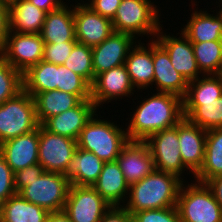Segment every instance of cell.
<instances>
[{
  "instance_id": "1",
  "label": "cell",
  "mask_w": 222,
  "mask_h": 222,
  "mask_svg": "<svg viewBox=\"0 0 222 222\" xmlns=\"http://www.w3.org/2000/svg\"><path fill=\"white\" fill-rule=\"evenodd\" d=\"M148 93L131 112L126 133L129 140L145 141L150 135L176 126L183 118V99L163 92ZM150 95V96H149Z\"/></svg>"
},
{
  "instance_id": "2",
  "label": "cell",
  "mask_w": 222,
  "mask_h": 222,
  "mask_svg": "<svg viewBox=\"0 0 222 222\" xmlns=\"http://www.w3.org/2000/svg\"><path fill=\"white\" fill-rule=\"evenodd\" d=\"M183 182L174 174L154 170L129 187L123 207L132 215L142 210L176 206Z\"/></svg>"
},
{
  "instance_id": "3",
  "label": "cell",
  "mask_w": 222,
  "mask_h": 222,
  "mask_svg": "<svg viewBox=\"0 0 222 222\" xmlns=\"http://www.w3.org/2000/svg\"><path fill=\"white\" fill-rule=\"evenodd\" d=\"M100 118L104 116L96 111L80 132L77 147L91 151L104 162L115 161L129 141L126 129L119 127L117 122Z\"/></svg>"
},
{
  "instance_id": "4",
  "label": "cell",
  "mask_w": 222,
  "mask_h": 222,
  "mask_svg": "<svg viewBox=\"0 0 222 222\" xmlns=\"http://www.w3.org/2000/svg\"><path fill=\"white\" fill-rule=\"evenodd\" d=\"M154 3L151 0H121L112 20L114 32L126 33L135 39L144 36L155 39L163 24L160 23L161 11Z\"/></svg>"
},
{
  "instance_id": "5",
  "label": "cell",
  "mask_w": 222,
  "mask_h": 222,
  "mask_svg": "<svg viewBox=\"0 0 222 222\" xmlns=\"http://www.w3.org/2000/svg\"><path fill=\"white\" fill-rule=\"evenodd\" d=\"M193 182L184 181L179 191L176 207L181 222H222V209L210 188Z\"/></svg>"
},
{
  "instance_id": "6",
  "label": "cell",
  "mask_w": 222,
  "mask_h": 222,
  "mask_svg": "<svg viewBox=\"0 0 222 222\" xmlns=\"http://www.w3.org/2000/svg\"><path fill=\"white\" fill-rule=\"evenodd\" d=\"M34 98L24 89L0 105V144L38 128Z\"/></svg>"
},
{
  "instance_id": "7",
  "label": "cell",
  "mask_w": 222,
  "mask_h": 222,
  "mask_svg": "<svg viewBox=\"0 0 222 222\" xmlns=\"http://www.w3.org/2000/svg\"><path fill=\"white\" fill-rule=\"evenodd\" d=\"M70 181L64 174L44 171L18 194L49 212L62 211L66 204Z\"/></svg>"
},
{
  "instance_id": "8",
  "label": "cell",
  "mask_w": 222,
  "mask_h": 222,
  "mask_svg": "<svg viewBox=\"0 0 222 222\" xmlns=\"http://www.w3.org/2000/svg\"><path fill=\"white\" fill-rule=\"evenodd\" d=\"M145 142L152 155L155 170L168 172L185 181L183 173L188 169L182 163L179 151L178 124L150 135Z\"/></svg>"
},
{
  "instance_id": "9",
  "label": "cell",
  "mask_w": 222,
  "mask_h": 222,
  "mask_svg": "<svg viewBox=\"0 0 222 222\" xmlns=\"http://www.w3.org/2000/svg\"><path fill=\"white\" fill-rule=\"evenodd\" d=\"M77 148V140L54 134L39 125L38 162L44 171L65 174Z\"/></svg>"
},
{
  "instance_id": "10",
  "label": "cell",
  "mask_w": 222,
  "mask_h": 222,
  "mask_svg": "<svg viewBox=\"0 0 222 222\" xmlns=\"http://www.w3.org/2000/svg\"><path fill=\"white\" fill-rule=\"evenodd\" d=\"M44 41L38 33L8 31L0 55L22 74L43 59Z\"/></svg>"
},
{
  "instance_id": "11",
  "label": "cell",
  "mask_w": 222,
  "mask_h": 222,
  "mask_svg": "<svg viewBox=\"0 0 222 222\" xmlns=\"http://www.w3.org/2000/svg\"><path fill=\"white\" fill-rule=\"evenodd\" d=\"M110 208L92 186L70 185L63 210L72 222H100Z\"/></svg>"
},
{
  "instance_id": "12",
  "label": "cell",
  "mask_w": 222,
  "mask_h": 222,
  "mask_svg": "<svg viewBox=\"0 0 222 222\" xmlns=\"http://www.w3.org/2000/svg\"><path fill=\"white\" fill-rule=\"evenodd\" d=\"M134 86L130 80L125 65L112 68L95 76L91 85V100L97 109H102L103 104L111 101H120L122 97L134 95Z\"/></svg>"
},
{
  "instance_id": "13",
  "label": "cell",
  "mask_w": 222,
  "mask_h": 222,
  "mask_svg": "<svg viewBox=\"0 0 222 222\" xmlns=\"http://www.w3.org/2000/svg\"><path fill=\"white\" fill-rule=\"evenodd\" d=\"M82 1V3H81ZM74 6L75 37L77 42L94 47L114 33L112 20L88 7L84 0Z\"/></svg>"
},
{
  "instance_id": "14",
  "label": "cell",
  "mask_w": 222,
  "mask_h": 222,
  "mask_svg": "<svg viewBox=\"0 0 222 222\" xmlns=\"http://www.w3.org/2000/svg\"><path fill=\"white\" fill-rule=\"evenodd\" d=\"M163 26L159 28L156 40L166 49L172 66L187 82L202 77L190 40L181 32L179 37L164 33Z\"/></svg>"
},
{
  "instance_id": "15",
  "label": "cell",
  "mask_w": 222,
  "mask_h": 222,
  "mask_svg": "<svg viewBox=\"0 0 222 222\" xmlns=\"http://www.w3.org/2000/svg\"><path fill=\"white\" fill-rule=\"evenodd\" d=\"M138 40L132 35L114 32L102 43L92 47L94 76L124 65L129 50Z\"/></svg>"
},
{
  "instance_id": "16",
  "label": "cell",
  "mask_w": 222,
  "mask_h": 222,
  "mask_svg": "<svg viewBox=\"0 0 222 222\" xmlns=\"http://www.w3.org/2000/svg\"><path fill=\"white\" fill-rule=\"evenodd\" d=\"M116 161L129 186L141 181L155 170L152 155L145 141L129 140Z\"/></svg>"
},
{
  "instance_id": "17",
  "label": "cell",
  "mask_w": 222,
  "mask_h": 222,
  "mask_svg": "<svg viewBox=\"0 0 222 222\" xmlns=\"http://www.w3.org/2000/svg\"><path fill=\"white\" fill-rule=\"evenodd\" d=\"M207 130L192 124L187 118L178 123L179 151L182 163L193 176L200 170L204 161ZM191 171V172H190Z\"/></svg>"
},
{
  "instance_id": "18",
  "label": "cell",
  "mask_w": 222,
  "mask_h": 222,
  "mask_svg": "<svg viewBox=\"0 0 222 222\" xmlns=\"http://www.w3.org/2000/svg\"><path fill=\"white\" fill-rule=\"evenodd\" d=\"M153 63L156 92L174 94L183 99L188 82L172 66L168 52L156 39H153Z\"/></svg>"
},
{
  "instance_id": "19",
  "label": "cell",
  "mask_w": 222,
  "mask_h": 222,
  "mask_svg": "<svg viewBox=\"0 0 222 222\" xmlns=\"http://www.w3.org/2000/svg\"><path fill=\"white\" fill-rule=\"evenodd\" d=\"M97 110L91 99L82 100L77 106L48 118L42 126L51 133L77 140Z\"/></svg>"
},
{
  "instance_id": "20",
  "label": "cell",
  "mask_w": 222,
  "mask_h": 222,
  "mask_svg": "<svg viewBox=\"0 0 222 222\" xmlns=\"http://www.w3.org/2000/svg\"><path fill=\"white\" fill-rule=\"evenodd\" d=\"M39 126L36 130L4 141L0 144V154L15 173L28 166L39 164Z\"/></svg>"
},
{
  "instance_id": "21",
  "label": "cell",
  "mask_w": 222,
  "mask_h": 222,
  "mask_svg": "<svg viewBox=\"0 0 222 222\" xmlns=\"http://www.w3.org/2000/svg\"><path fill=\"white\" fill-rule=\"evenodd\" d=\"M144 44L145 43H142L141 40L136 42L129 50L124 63L132 85L135 90L139 92H142V90L144 91V89L146 90L148 87H150L151 90L153 89V40L148 41L146 46Z\"/></svg>"
},
{
  "instance_id": "22",
  "label": "cell",
  "mask_w": 222,
  "mask_h": 222,
  "mask_svg": "<svg viewBox=\"0 0 222 222\" xmlns=\"http://www.w3.org/2000/svg\"><path fill=\"white\" fill-rule=\"evenodd\" d=\"M40 34L44 44L77 42L74 5L65 3L59 9L48 12Z\"/></svg>"
},
{
  "instance_id": "23",
  "label": "cell",
  "mask_w": 222,
  "mask_h": 222,
  "mask_svg": "<svg viewBox=\"0 0 222 222\" xmlns=\"http://www.w3.org/2000/svg\"><path fill=\"white\" fill-rule=\"evenodd\" d=\"M195 9L187 24H183L181 31L191 43H200L205 41H222V13L216 10L215 14H210L204 9L198 11ZM197 10V11H196Z\"/></svg>"
},
{
  "instance_id": "24",
  "label": "cell",
  "mask_w": 222,
  "mask_h": 222,
  "mask_svg": "<svg viewBox=\"0 0 222 222\" xmlns=\"http://www.w3.org/2000/svg\"><path fill=\"white\" fill-rule=\"evenodd\" d=\"M92 187L111 206H123L127 200L130 186L126 183L124 174L115 160L104 163L102 171Z\"/></svg>"
},
{
  "instance_id": "25",
  "label": "cell",
  "mask_w": 222,
  "mask_h": 222,
  "mask_svg": "<svg viewBox=\"0 0 222 222\" xmlns=\"http://www.w3.org/2000/svg\"><path fill=\"white\" fill-rule=\"evenodd\" d=\"M104 163L91 151L77 147L64 175L71 185L92 186L97 181Z\"/></svg>"
},
{
  "instance_id": "26",
  "label": "cell",
  "mask_w": 222,
  "mask_h": 222,
  "mask_svg": "<svg viewBox=\"0 0 222 222\" xmlns=\"http://www.w3.org/2000/svg\"><path fill=\"white\" fill-rule=\"evenodd\" d=\"M8 13L9 31L26 34H40L47 14L28 0H18L8 7Z\"/></svg>"
},
{
  "instance_id": "27",
  "label": "cell",
  "mask_w": 222,
  "mask_h": 222,
  "mask_svg": "<svg viewBox=\"0 0 222 222\" xmlns=\"http://www.w3.org/2000/svg\"><path fill=\"white\" fill-rule=\"evenodd\" d=\"M49 213L17 193L0 206V222H46Z\"/></svg>"
},
{
  "instance_id": "28",
  "label": "cell",
  "mask_w": 222,
  "mask_h": 222,
  "mask_svg": "<svg viewBox=\"0 0 222 222\" xmlns=\"http://www.w3.org/2000/svg\"><path fill=\"white\" fill-rule=\"evenodd\" d=\"M34 101L36 117L38 123L42 125L48 118L77 106L82 100L78 96L65 91L49 90L38 93L34 97Z\"/></svg>"
},
{
  "instance_id": "29",
  "label": "cell",
  "mask_w": 222,
  "mask_h": 222,
  "mask_svg": "<svg viewBox=\"0 0 222 222\" xmlns=\"http://www.w3.org/2000/svg\"><path fill=\"white\" fill-rule=\"evenodd\" d=\"M222 174V128L207 130L204 161L200 170L192 177L206 183Z\"/></svg>"
},
{
  "instance_id": "30",
  "label": "cell",
  "mask_w": 222,
  "mask_h": 222,
  "mask_svg": "<svg viewBox=\"0 0 222 222\" xmlns=\"http://www.w3.org/2000/svg\"><path fill=\"white\" fill-rule=\"evenodd\" d=\"M183 114L204 130L222 128V96L215 102H183Z\"/></svg>"
},
{
  "instance_id": "31",
  "label": "cell",
  "mask_w": 222,
  "mask_h": 222,
  "mask_svg": "<svg viewBox=\"0 0 222 222\" xmlns=\"http://www.w3.org/2000/svg\"><path fill=\"white\" fill-rule=\"evenodd\" d=\"M23 89L33 98L41 92L57 90V65L40 61L23 73Z\"/></svg>"
},
{
  "instance_id": "32",
  "label": "cell",
  "mask_w": 222,
  "mask_h": 222,
  "mask_svg": "<svg viewBox=\"0 0 222 222\" xmlns=\"http://www.w3.org/2000/svg\"><path fill=\"white\" fill-rule=\"evenodd\" d=\"M222 96V74L203 75L188 82L183 102H215Z\"/></svg>"
},
{
  "instance_id": "33",
  "label": "cell",
  "mask_w": 222,
  "mask_h": 222,
  "mask_svg": "<svg viewBox=\"0 0 222 222\" xmlns=\"http://www.w3.org/2000/svg\"><path fill=\"white\" fill-rule=\"evenodd\" d=\"M192 48L203 75L222 74V41L192 43Z\"/></svg>"
},
{
  "instance_id": "34",
  "label": "cell",
  "mask_w": 222,
  "mask_h": 222,
  "mask_svg": "<svg viewBox=\"0 0 222 222\" xmlns=\"http://www.w3.org/2000/svg\"><path fill=\"white\" fill-rule=\"evenodd\" d=\"M63 65L92 85L95 79L92 61V47L77 42Z\"/></svg>"
},
{
  "instance_id": "35",
  "label": "cell",
  "mask_w": 222,
  "mask_h": 222,
  "mask_svg": "<svg viewBox=\"0 0 222 222\" xmlns=\"http://www.w3.org/2000/svg\"><path fill=\"white\" fill-rule=\"evenodd\" d=\"M57 90L74 94L81 100L91 99V85L64 65H57Z\"/></svg>"
},
{
  "instance_id": "36",
  "label": "cell",
  "mask_w": 222,
  "mask_h": 222,
  "mask_svg": "<svg viewBox=\"0 0 222 222\" xmlns=\"http://www.w3.org/2000/svg\"><path fill=\"white\" fill-rule=\"evenodd\" d=\"M23 90V74L0 55V105Z\"/></svg>"
},
{
  "instance_id": "37",
  "label": "cell",
  "mask_w": 222,
  "mask_h": 222,
  "mask_svg": "<svg viewBox=\"0 0 222 222\" xmlns=\"http://www.w3.org/2000/svg\"><path fill=\"white\" fill-rule=\"evenodd\" d=\"M132 219L133 222H181L176 206L135 212Z\"/></svg>"
},
{
  "instance_id": "38",
  "label": "cell",
  "mask_w": 222,
  "mask_h": 222,
  "mask_svg": "<svg viewBox=\"0 0 222 222\" xmlns=\"http://www.w3.org/2000/svg\"><path fill=\"white\" fill-rule=\"evenodd\" d=\"M77 42L44 44L43 61L63 65Z\"/></svg>"
},
{
  "instance_id": "39",
  "label": "cell",
  "mask_w": 222,
  "mask_h": 222,
  "mask_svg": "<svg viewBox=\"0 0 222 222\" xmlns=\"http://www.w3.org/2000/svg\"><path fill=\"white\" fill-rule=\"evenodd\" d=\"M15 194L14 172L0 154V206Z\"/></svg>"
},
{
  "instance_id": "40",
  "label": "cell",
  "mask_w": 222,
  "mask_h": 222,
  "mask_svg": "<svg viewBox=\"0 0 222 222\" xmlns=\"http://www.w3.org/2000/svg\"><path fill=\"white\" fill-rule=\"evenodd\" d=\"M44 172L40 164H34L14 173V186L17 193L29 185L34 179H37Z\"/></svg>"
},
{
  "instance_id": "41",
  "label": "cell",
  "mask_w": 222,
  "mask_h": 222,
  "mask_svg": "<svg viewBox=\"0 0 222 222\" xmlns=\"http://www.w3.org/2000/svg\"><path fill=\"white\" fill-rule=\"evenodd\" d=\"M88 1V2H86ZM85 4L94 12L110 20L116 15V11L121 3V0H86Z\"/></svg>"
},
{
  "instance_id": "42",
  "label": "cell",
  "mask_w": 222,
  "mask_h": 222,
  "mask_svg": "<svg viewBox=\"0 0 222 222\" xmlns=\"http://www.w3.org/2000/svg\"><path fill=\"white\" fill-rule=\"evenodd\" d=\"M100 222H133V219L123 206H111Z\"/></svg>"
},
{
  "instance_id": "43",
  "label": "cell",
  "mask_w": 222,
  "mask_h": 222,
  "mask_svg": "<svg viewBox=\"0 0 222 222\" xmlns=\"http://www.w3.org/2000/svg\"><path fill=\"white\" fill-rule=\"evenodd\" d=\"M9 31L8 6L0 3V53L3 51Z\"/></svg>"
},
{
  "instance_id": "44",
  "label": "cell",
  "mask_w": 222,
  "mask_h": 222,
  "mask_svg": "<svg viewBox=\"0 0 222 222\" xmlns=\"http://www.w3.org/2000/svg\"><path fill=\"white\" fill-rule=\"evenodd\" d=\"M35 7L45 11L46 13L59 9L65 4L64 0H28Z\"/></svg>"
},
{
  "instance_id": "45",
  "label": "cell",
  "mask_w": 222,
  "mask_h": 222,
  "mask_svg": "<svg viewBox=\"0 0 222 222\" xmlns=\"http://www.w3.org/2000/svg\"><path fill=\"white\" fill-rule=\"evenodd\" d=\"M206 185L212 191L215 200L218 202L222 209V174L209 179Z\"/></svg>"
},
{
  "instance_id": "46",
  "label": "cell",
  "mask_w": 222,
  "mask_h": 222,
  "mask_svg": "<svg viewBox=\"0 0 222 222\" xmlns=\"http://www.w3.org/2000/svg\"><path fill=\"white\" fill-rule=\"evenodd\" d=\"M46 222H72L68 215L62 211L50 212Z\"/></svg>"
},
{
  "instance_id": "47",
  "label": "cell",
  "mask_w": 222,
  "mask_h": 222,
  "mask_svg": "<svg viewBox=\"0 0 222 222\" xmlns=\"http://www.w3.org/2000/svg\"><path fill=\"white\" fill-rule=\"evenodd\" d=\"M18 0H0V3L5 4L6 6H11L12 4H14L15 2H17Z\"/></svg>"
},
{
  "instance_id": "48",
  "label": "cell",
  "mask_w": 222,
  "mask_h": 222,
  "mask_svg": "<svg viewBox=\"0 0 222 222\" xmlns=\"http://www.w3.org/2000/svg\"><path fill=\"white\" fill-rule=\"evenodd\" d=\"M217 7H219V9L218 10H220L221 11V13H222V4L221 5H219V6H217ZM221 8V9H220Z\"/></svg>"
},
{
  "instance_id": "49",
  "label": "cell",
  "mask_w": 222,
  "mask_h": 222,
  "mask_svg": "<svg viewBox=\"0 0 222 222\" xmlns=\"http://www.w3.org/2000/svg\"><path fill=\"white\" fill-rule=\"evenodd\" d=\"M219 2H220V3H219ZM219 2H217V1H216V3H218V6H219V4H221V3H222V0H219Z\"/></svg>"
}]
</instances>
